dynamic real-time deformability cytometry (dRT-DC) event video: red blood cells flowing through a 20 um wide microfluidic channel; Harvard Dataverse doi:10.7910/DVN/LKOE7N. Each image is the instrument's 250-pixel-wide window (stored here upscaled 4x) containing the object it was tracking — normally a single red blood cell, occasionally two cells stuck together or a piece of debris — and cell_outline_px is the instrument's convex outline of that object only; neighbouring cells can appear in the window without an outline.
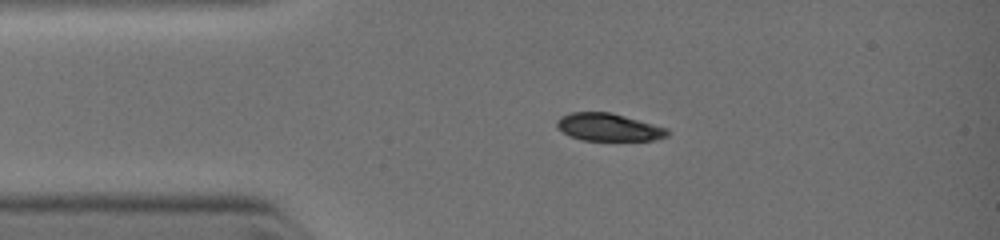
{"species": "common noctule bat (a hibernating species)", "species_latin": "Nyctalus noctula", "temperature_condition": "warm", "stored_images_in_passage": 54, "camera_frame_rate_fps": 3000, "um_per_image_px": 0.085, "animal": {"sex": "female", "body_mass_g": 19.0, "forearm_length_mm": 51.5}, "frame": {"image": 1, "passage_image": 1, "time_ms": 0.0, "image_size_px": [1000, 240], "cell_outline_px": [[668, 136], [652, 140], [584, 140], [572, 136], [556, 128], [556, 120], [560, 116], [572, 112], [612, 112], [668, 128]], "centroid_in_image_um": [51.72, 10.8], "position_along_channel_um": 33.3, "area_um2": 17.74}}
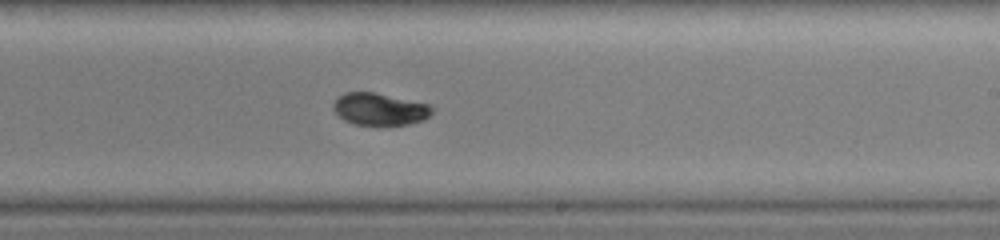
{"frame": {"image": 2, "passage_image": 27, "time_ms": 4.667, "image_size_px": [1000, 240], "cell_outline_px": [[432, 112], [424, 120], [408, 124], [356, 124], [344, 120], [332, 108], [332, 104], [344, 92], [372, 92], [428, 104], [432, 108]], "centroid_in_image_um": [32.25, 9.27], "position_along_channel_um": 256.8, "area_um2": 18.03}}
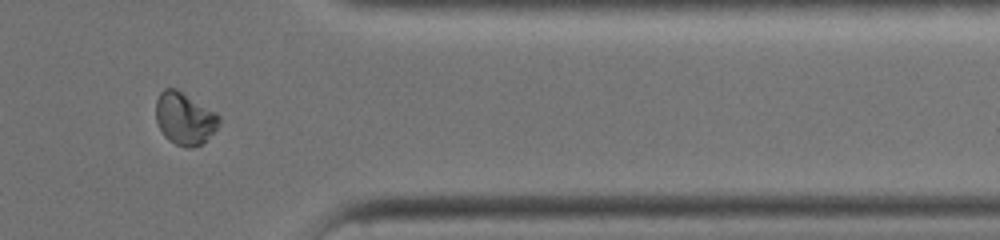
{"frame": {"image": 3, "passage_image": 44, "time_ms": 7.333, "image_size_px": [1000, 240], "cell_outline_px": [[220, 120], [216, 128], [200, 144], [192, 148], [188, 148], [176, 144], [168, 140], [164, 136], [156, 120], [156, 100], [160, 92], [164, 88], [176, 88], [216, 112], [220, 116]], "centroid_in_image_um": [15.67, 10.05], "position_along_channel_um": 395.7, "area_um2": 19.07}}